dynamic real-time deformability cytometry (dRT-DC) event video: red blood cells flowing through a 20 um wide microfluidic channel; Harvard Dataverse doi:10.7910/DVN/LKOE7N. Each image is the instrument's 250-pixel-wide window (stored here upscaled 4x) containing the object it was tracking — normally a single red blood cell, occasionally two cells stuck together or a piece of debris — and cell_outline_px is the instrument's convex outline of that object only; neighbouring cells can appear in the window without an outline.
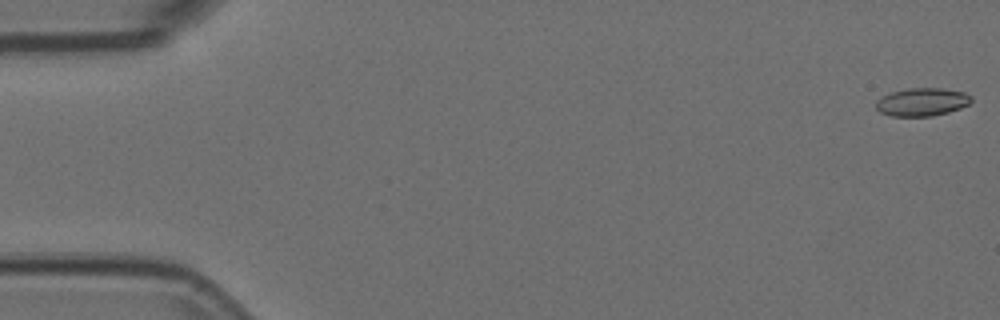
{"species": "Egyptian fruit bat (a non-hibernating species)", "species_latin": "Rousettus aegyptiacus", "temperature_condition": "room temperature", "stored_images_in_passage": 54, "camera_frame_rate_fps": 3000, "um_per_image_px": 0.085, "animal": {"sex": "female"}, "frame": {"image": 1, "passage_image": 1, "time_ms": 0.0, "image_size_px": [1000, 320], "cell_outline_px": [[972, 100], [968, 104], [960, 108], [948, 112], [932, 116], [892, 116], [880, 112], [876, 108], [876, 100], [880, 96], [892, 92], [908, 88], [940, 88], [964, 92], [972, 96]], "centroid_in_image_um": [78.35, 8.66], "position_along_channel_um": 6.6, "area_um2": 15.61}}
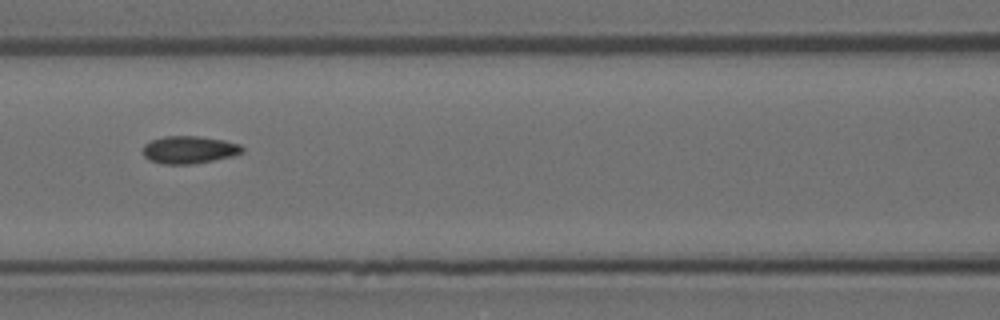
{"frame": {"image": 2, "passage_image": 24, "time_ms": 7.667, "image_size_px": [1000, 320], "cell_outline_px": [[244, 152], [232, 156], [192, 164], [164, 164], [148, 160], [144, 156], [144, 144], [152, 140], [164, 136], [196, 136], [224, 140], [240, 144], [244, 148]], "centroid_in_image_um": [16.08, 12.73], "position_along_channel_um": 150.5, "area_um2": 15.9}}
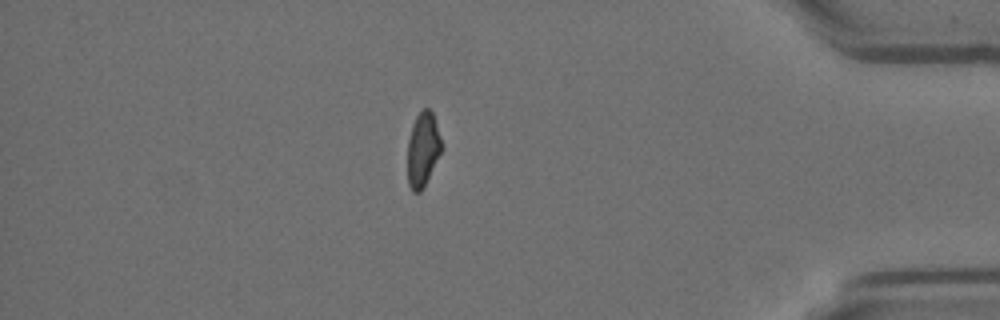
{"frame": {"image": 3, "passage_image": 47, "time_ms": 15.333, "image_size_px": [1000, 320], "cell_outline_px": [[444, 148], [420, 192], [412, 192], [408, 184], [408, 140], [412, 124], [416, 116], [424, 108], [428, 108], [432, 112]], "centroid_in_image_um": [35.95, 12.69], "position_along_channel_um": 399.3, "area_um2": 14.68}, "authors_computed_cell_mechanics": {"area_um2": 15.4904, "velocity_mm_per_s": 3.7521, "shape_relaxation_time_tau1_ms": null, "shape_relaxation_time_tau2_ms": 1.9716, "deformation_change_tau1": null, "deformation_change_tau2": 0.0704}}